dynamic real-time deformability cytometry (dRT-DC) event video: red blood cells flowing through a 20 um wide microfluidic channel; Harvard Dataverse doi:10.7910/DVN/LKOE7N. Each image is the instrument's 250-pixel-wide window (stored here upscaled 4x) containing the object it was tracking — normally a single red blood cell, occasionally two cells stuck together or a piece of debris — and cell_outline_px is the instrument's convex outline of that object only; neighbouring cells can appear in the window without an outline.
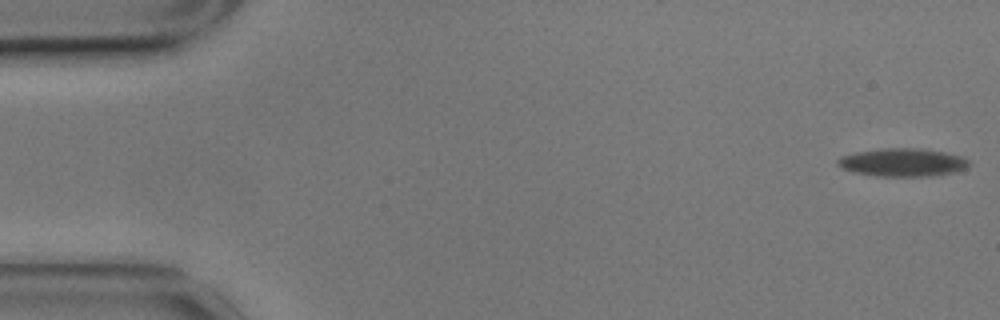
{"species": "common noctule bat (a hibernating species)", "species_latin": "Nyctalus noctula", "temperature_condition": "cold", "stored_images_in_passage": 58, "camera_frame_rate_fps": 3000, "um_per_image_px": 0.085, "animal": {"sex": "male", "body_mass_g": 17.9}, "frame": {"image": 1, "passage_image": 1, "time_ms": 0.0, "image_size_px": [1000, 320], "cell_outline_px": [[972, 164], [968, 168], [952, 172], [932, 176], [880, 176], [856, 172], [844, 168], [836, 164], [836, 160], [840, 156], [856, 152], [880, 148], [920, 148], [944, 152], [964, 156]], "centroid_in_image_um": [76.77, 13.79], "position_along_channel_um": 8.2, "area_um2": 21.56}}
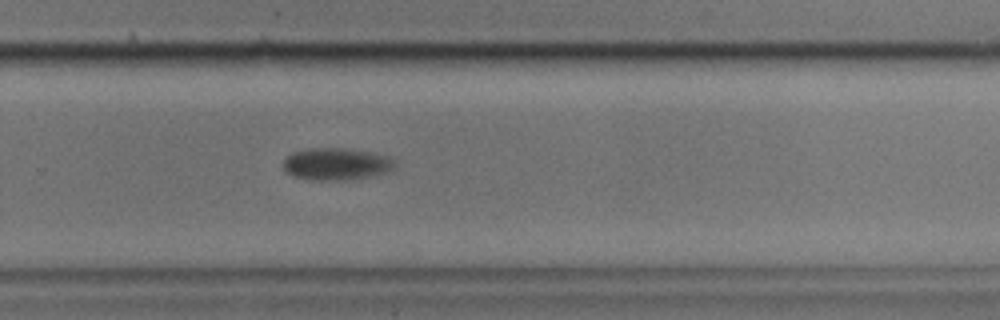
{"frame": {"image": 2, "passage_image": 38, "time_ms": 12.333, "image_size_px": [1000, 320], "cell_outline_px": [[400, 164], [396, 168], [388, 172], [372, 176], [352, 180], [312, 180], [292, 176], [284, 172], [284, 160], [292, 152], [308, 148], [344, 148], [368, 152], [388, 156], [396, 160]], "centroid_in_image_um": [28.64, 13.95], "position_along_channel_um": 301.2, "area_um2": 21.33}}
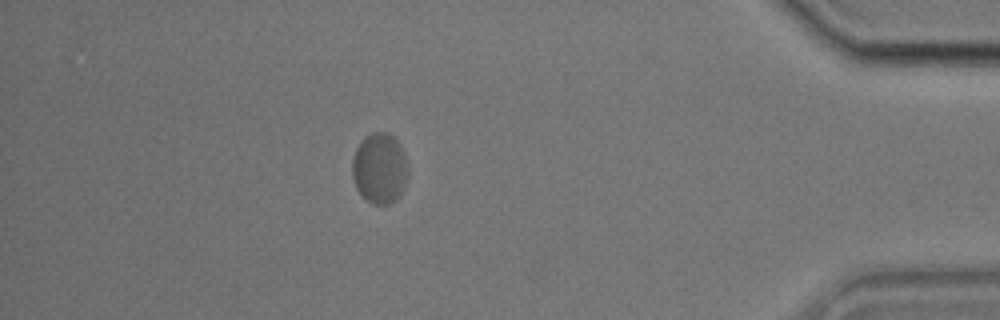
{"frame": {"image": 3, "passage_image": 51, "time_ms": 16.667, "image_size_px": [1000, 320], "cell_outline_px": [[408, 172], [404, 188], [396, 200], [388, 204], [372, 204], [364, 200], [356, 188], [352, 176], [352, 160], [356, 148], [360, 140], [364, 136], [372, 132], [388, 132], [400, 144], [404, 156]], "centroid_in_image_um": [32.24, 14.31], "position_along_channel_um": 403.0, "area_um2": 23.18}, "authors_computed_cell_mechanics": {"area_um2": 21.9351, "velocity_mm_per_s": 3.4075, "shape_relaxation_time_tau1_ms": 3.5133, "shape_relaxation_time_tau2_ms": null, "deformation_change_tau1": 0.1122, "deformation_change_tau2": null}}